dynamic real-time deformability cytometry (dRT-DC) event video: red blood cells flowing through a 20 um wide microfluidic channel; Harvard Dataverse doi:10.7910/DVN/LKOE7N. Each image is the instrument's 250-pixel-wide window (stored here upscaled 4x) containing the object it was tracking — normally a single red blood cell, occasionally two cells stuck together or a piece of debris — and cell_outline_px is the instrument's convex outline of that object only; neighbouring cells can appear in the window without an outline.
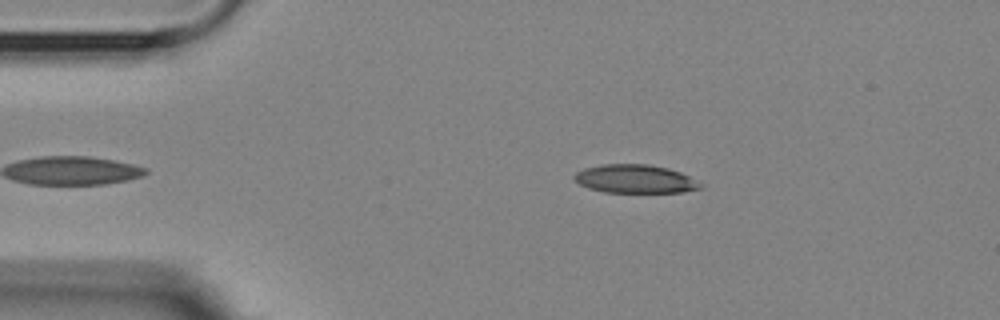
{"species": "Egyptian fruit bat (a non-hibernating species)", "species_latin": "Rousettus aegyptiacus", "temperature_condition": "room temperature", "stored_images_in_passage": 43, "camera_frame_rate_fps": 3000, "um_per_image_px": 0.085, "animal": {"sex": "female"}, "frame": {"image": 1, "passage_image": 5, "time_ms": 1.333, "image_size_px": [1000, 320], "cell_outline_px": [[704, 188], [684, 192], [604, 192], [588, 188], [580, 184], [576, 180], [576, 172], [584, 168], [604, 164], [648, 164], [668, 168], [680, 172], [704, 184]], "centroid_in_image_um": [54.04, 15.21], "position_along_channel_um": 31.0, "area_um2": 20.87}}
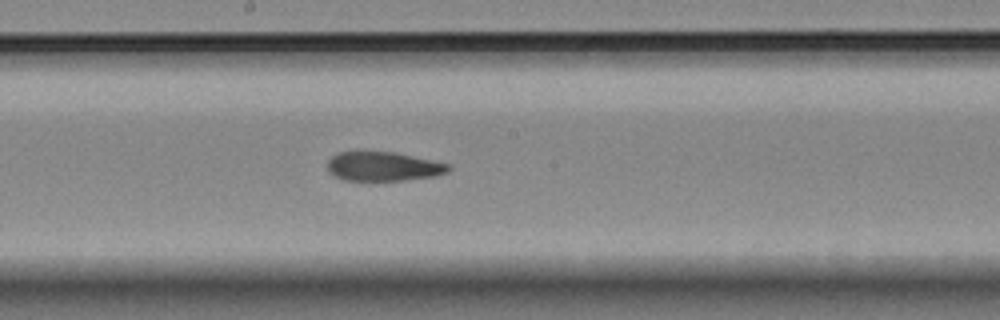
{"frame": {"image": 2, "passage_image": 24, "time_ms": 7.667, "image_size_px": [1000, 320], "cell_outline_px": [[452, 168], [448, 172], [436, 176], [404, 180], [344, 180], [332, 176], [328, 172], [328, 160], [336, 152], [356, 148], [360, 148], [396, 152], [448, 164]], "centroid_in_image_um": [32.48, 14.09], "position_along_channel_um": 215.7, "area_um2": 21.5}}
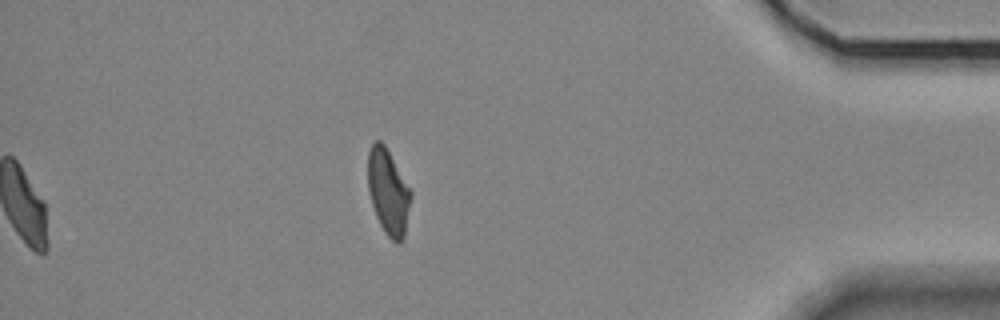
{"frame": {"image": 3, "passage_image": 43, "time_ms": 14.0, "image_size_px": [1000, 320], "cell_outline_px": [[412, 196], [404, 236], [400, 244], [396, 244], [384, 232], [376, 216], [372, 204], [368, 188], [368, 152], [372, 144], [376, 140], [380, 140], [384, 144], [412, 192]], "centroid_in_image_um": [33.0, 16.33], "position_along_channel_um": 402.2, "area_um2": 21.27}, "authors_computed_cell_mechanics": {"area_um2": 22.0218, "velocity_mm_per_s": 3.6043, "shape_relaxation_time_tau1_ms": 6.7761, "shape_relaxation_time_tau2_ms": 3.1735, "deformation_change_tau1": 0.2149, "deformation_change_tau2": 0.1254}}